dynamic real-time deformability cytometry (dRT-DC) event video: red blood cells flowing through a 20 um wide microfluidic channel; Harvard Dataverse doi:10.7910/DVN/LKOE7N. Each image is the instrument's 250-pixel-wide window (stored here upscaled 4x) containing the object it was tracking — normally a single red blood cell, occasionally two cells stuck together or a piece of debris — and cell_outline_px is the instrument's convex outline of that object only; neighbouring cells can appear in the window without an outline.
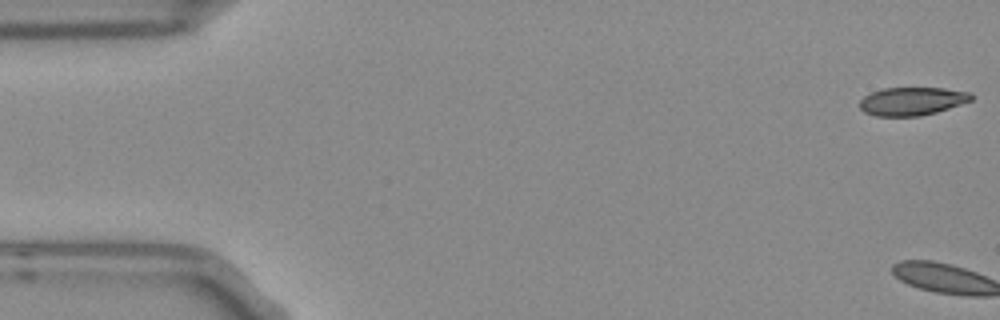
{"species": "Egyptian fruit bat (a non-hibernating species)", "species_latin": "Rousettus aegyptiacus", "temperature_condition": "room temperature", "stored_images_in_passage": 9, "camera_frame_rate_fps": 3000, "um_per_image_px": 0.085, "frame": {"image": 1, "passage_image": 1, "time_ms": 0.0, "image_size_px": [1000, 320], "cell_outline_px": [[972, 100], [936, 112], [920, 116], [876, 116], [864, 112], [860, 108], [860, 100], [864, 96], [872, 92], [884, 88], [944, 88], [972, 92]], "centroid_in_image_um": [77.52, 8.6], "position_along_channel_um": 7.5, "area_um2": 18.26}}
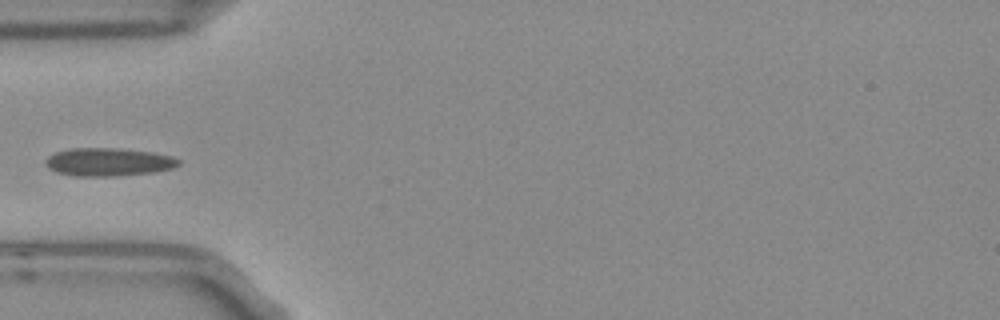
{"frame": {"image": 2, "passage_image": 6, "time_ms": 1.667, "image_size_px": [1000, 320], "cell_outline_px": [[180, 164], [172, 168], [156, 172], [120, 176], [72, 176], [56, 172], [48, 168], [44, 160], [48, 156], [56, 152], [72, 148], [112, 148], [152, 152], [172, 156], [180, 160]], "centroid_in_image_um": [9.21, 13.78], "position_along_channel_um": 75.8, "area_um2": 21.91}}
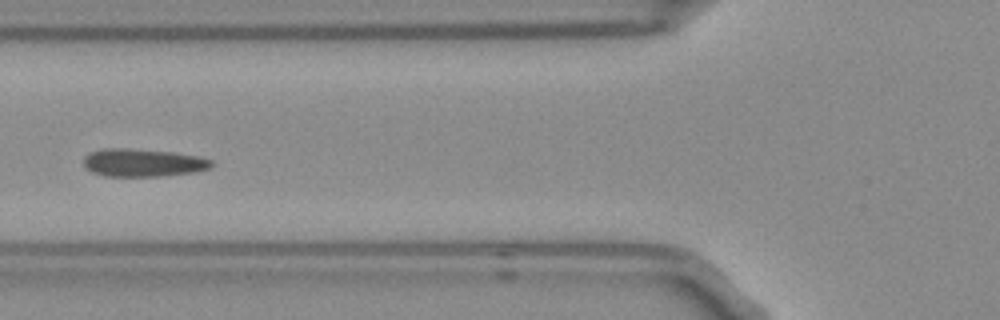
{"frame": {"image": 3, "passage_image": 7, "time_ms": 2.0, "image_size_px": [1000, 320], "cell_outline_px": [[212, 164], [208, 168], [196, 172], [160, 176], [104, 176], [92, 172], [84, 168], [84, 156], [88, 152], [100, 148], [124, 148], [172, 152], [200, 156], [212, 160]], "centroid_in_image_um": [12.1, 13.82], "position_along_channel_um": 113.7, "area_um2": 20.92}}